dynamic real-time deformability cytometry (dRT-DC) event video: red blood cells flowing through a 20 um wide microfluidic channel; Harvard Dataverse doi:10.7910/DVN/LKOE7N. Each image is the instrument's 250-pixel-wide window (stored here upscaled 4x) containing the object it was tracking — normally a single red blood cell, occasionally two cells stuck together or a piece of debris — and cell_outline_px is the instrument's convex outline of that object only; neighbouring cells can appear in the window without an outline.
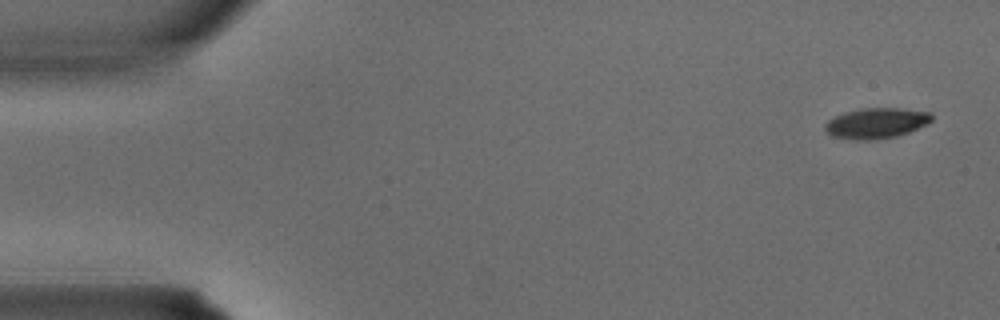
{"species": "common noctule bat (a hibernating species)", "species_latin": "Nyctalus noctula", "temperature_condition": "warm", "stored_images_in_passage": 3, "camera_frame_rate_fps": 3000, "um_per_image_px": 0.085, "animal": {"sex": "male", "body_mass_g": 15.6}, "frame": {"image": 1, "passage_image": 1, "time_ms": 0.0, "image_size_px": [1000, 320], "cell_outline_px": [[932, 120], [928, 124], [908, 132], [896, 136], [868, 140], [856, 140], [832, 136], [824, 128], [824, 124], [828, 120], [844, 112], [860, 108], [900, 108], [932, 112]], "centroid_in_image_um": [74.49, 10.45], "position_along_channel_um": 10.5, "area_um2": 18.96}}
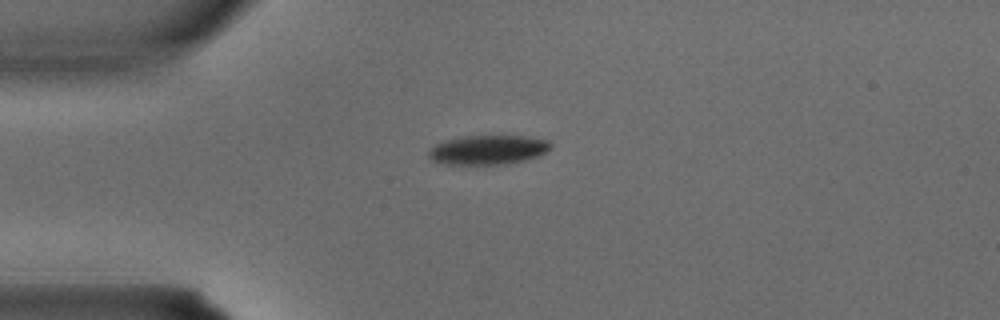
{"frame": {"image": 2, "passage_image": 3, "time_ms": 0.667, "image_size_px": [1000, 320], "cell_outline_px": [[552, 148], [540, 156], [524, 160], [504, 164], [444, 164], [432, 160], [428, 156], [428, 152], [436, 144], [448, 140], [464, 136], [524, 136], [548, 140], [552, 144]], "centroid_in_image_um": [41.53, 12.74], "position_along_channel_um": 43.5, "area_um2": 20.75}}